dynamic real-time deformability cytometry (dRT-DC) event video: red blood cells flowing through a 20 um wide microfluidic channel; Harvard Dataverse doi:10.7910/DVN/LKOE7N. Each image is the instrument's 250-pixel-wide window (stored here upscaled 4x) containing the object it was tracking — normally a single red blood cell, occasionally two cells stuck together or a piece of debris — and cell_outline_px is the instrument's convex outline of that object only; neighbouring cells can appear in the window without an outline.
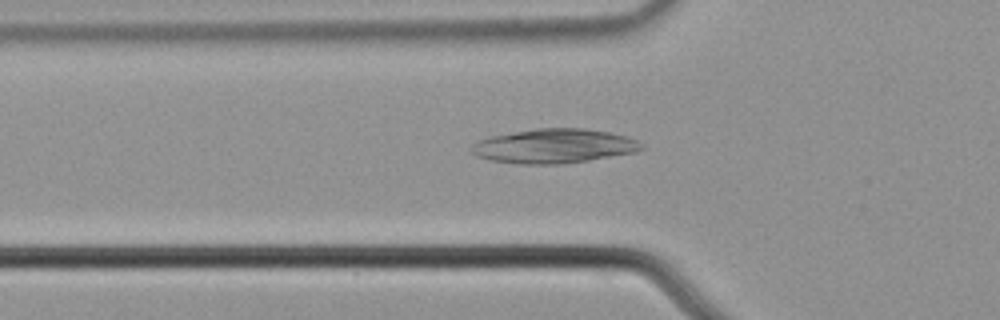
{"species": "common noctule bat (a hibernating species)", "species_latin": "Nyctalus noctula", "temperature_condition": "cold", "stored_images_in_passage": 54, "camera_frame_rate_fps": 3000, "um_per_image_px": 0.085, "animal": {"sex": "male", "body_mass_g": 21.5, "forearm_length_mm": 52.0}, "frame": {"image": 1, "passage_image": 18, "time_ms": 5.667, "image_size_px": [1000, 320], "cell_outline_px": [[644, 148], [636, 152], [564, 164], [520, 164], [488, 160], [476, 156], [472, 152], [472, 144], [488, 136], [536, 128], [584, 128], [608, 132], [624, 136], [636, 140], [644, 144]], "centroid_in_image_um": [47.07, 12.42], "position_along_channel_um": 78.7, "area_um2": 34.04}}
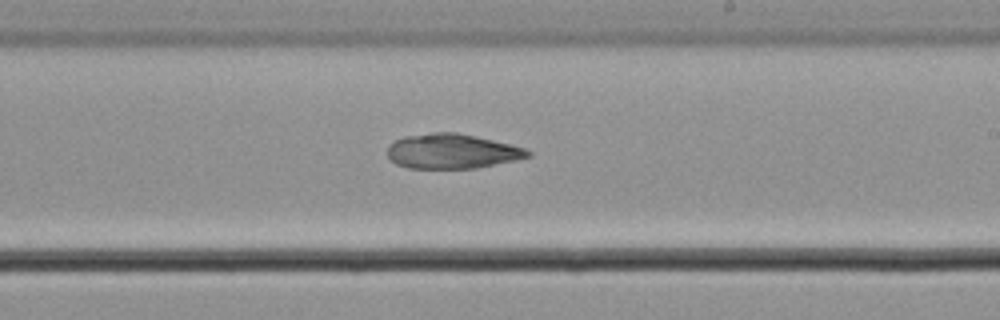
{"frame": {"image": 2, "passage_image": 32, "time_ms": 10.333, "image_size_px": [1000, 320], "cell_outline_px": [[532, 156], [516, 160], [476, 168], [408, 168], [396, 164], [388, 156], [388, 144], [404, 136], [432, 132], [456, 132], [476, 136], [512, 144], [524, 148], [532, 152]], "centroid_in_image_um": [38.43, 12.85], "position_along_channel_um": 250.6, "area_um2": 28.55}}
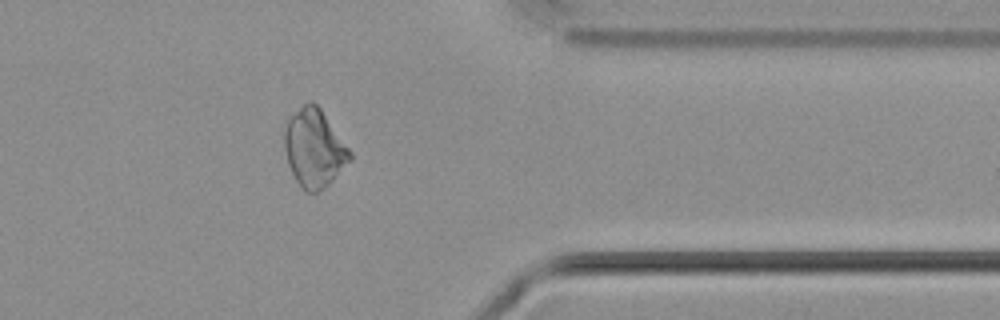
{"frame": {"image": 3, "passage_image": 44, "time_ms": 14.333, "image_size_px": [1000, 320], "cell_outline_px": [[352, 160], [324, 188], [316, 192], [304, 192], [300, 188], [288, 164], [284, 148], [284, 128], [288, 116], [308, 100], [312, 100], [320, 108], [352, 152]], "centroid_in_image_um": [26.69, 12.58], "position_along_channel_um": 384.7, "area_um2": 30.0}}